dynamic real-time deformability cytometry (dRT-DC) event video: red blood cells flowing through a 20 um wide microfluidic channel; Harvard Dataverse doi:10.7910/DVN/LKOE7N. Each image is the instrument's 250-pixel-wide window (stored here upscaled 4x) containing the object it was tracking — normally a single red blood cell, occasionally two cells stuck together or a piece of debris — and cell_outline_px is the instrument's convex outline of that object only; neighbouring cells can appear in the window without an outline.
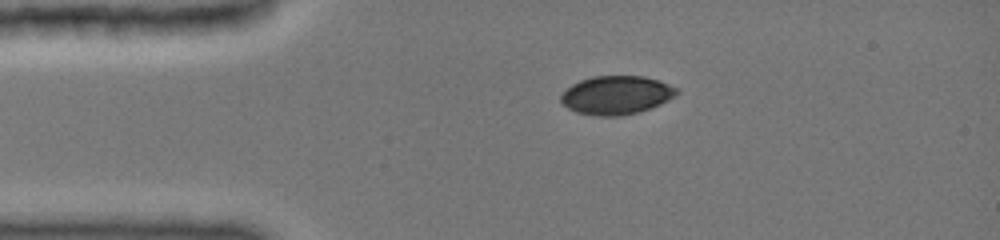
{"species": "common noctule bat (a hibernating species)", "species_latin": "Nyctalus noctula", "temperature_condition": "cold", "stored_images_in_passage": 2, "camera_frame_rate_fps": 3000, "um_per_image_px": 0.085, "animal": {"sex": "female", "body_mass_g": 19.0, "forearm_length_mm": 51.5}, "frame": {"image": 1, "passage_image": 1, "time_ms": 0.0, "image_size_px": [1000, 240], "cell_outline_px": [[680, 92], [668, 100], [660, 104], [636, 112], [620, 116], [596, 116], [576, 112], [568, 108], [560, 100], [560, 96], [572, 84], [580, 80], [592, 76], [640, 76], [656, 80], [676, 88]], "centroid_in_image_um": [52.35, 8.09], "position_along_channel_um": 32.6, "area_um2": 25.66}}